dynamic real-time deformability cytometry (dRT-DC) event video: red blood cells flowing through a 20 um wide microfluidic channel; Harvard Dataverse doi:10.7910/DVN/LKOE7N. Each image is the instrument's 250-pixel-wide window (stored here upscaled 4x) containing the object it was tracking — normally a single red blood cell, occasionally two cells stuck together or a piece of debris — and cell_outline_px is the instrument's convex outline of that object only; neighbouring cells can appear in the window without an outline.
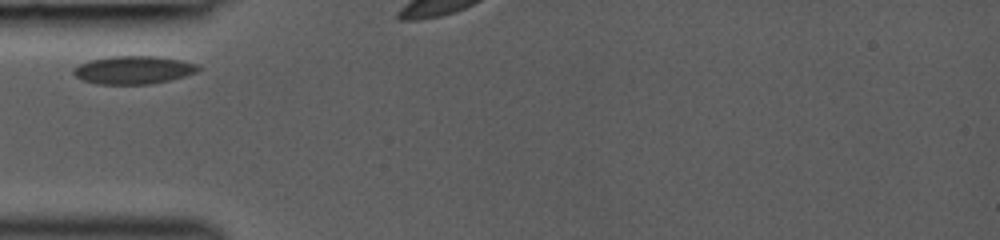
{"species": "common noctule bat (a hibernating species)", "species_latin": "Nyctalus noctula", "temperature_condition": "room temperature", "stored_images_in_passage": 5, "camera_frame_rate_fps": 3000, "um_per_image_px": 0.085, "animal": {"sex": "female", "body_mass_g": 19.0, "forearm_length_mm": 53.3}, "frame": {"image": 1, "passage_image": 1, "time_ms": 0.0, "image_size_px": [1000, 240], "cell_outline_px": [[204, 68], [196, 72], [184, 76], [152, 84], [96, 84], [84, 80], [76, 76], [72, 72], [72, 68], [88, 60], [108, 56], [156, 56], [180, 60], [196, 64]], "centroid_in_image_um": [11.33, 5.94], "position_along_channel_um": 73.7, "area_um2": 20.46}}
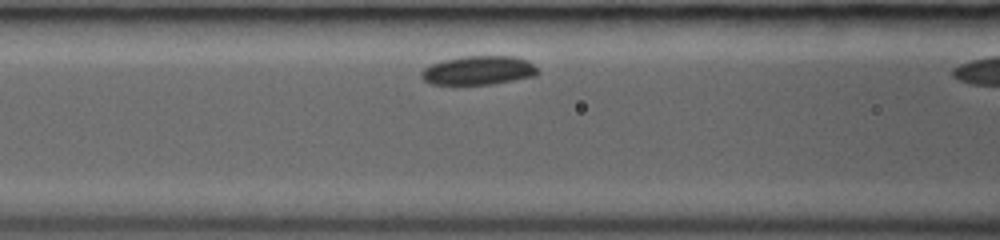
{"frame": {"image": 2, "passage_image": 4, "time_ms": 1.333, "image_size_px": [1000, 240], "cell_outline_px": [[540, 72], [536, 76], [492, 84], [428, 84], [420, 76], [420, 72], [424, 68], [432, 64], [444, 60], [464, 56], [512, 56], [528, 60]], "centroid_in_image_um": [40.67, 5.98], "position_along_channel_um": 125.9, "area_um2": 19.59}}